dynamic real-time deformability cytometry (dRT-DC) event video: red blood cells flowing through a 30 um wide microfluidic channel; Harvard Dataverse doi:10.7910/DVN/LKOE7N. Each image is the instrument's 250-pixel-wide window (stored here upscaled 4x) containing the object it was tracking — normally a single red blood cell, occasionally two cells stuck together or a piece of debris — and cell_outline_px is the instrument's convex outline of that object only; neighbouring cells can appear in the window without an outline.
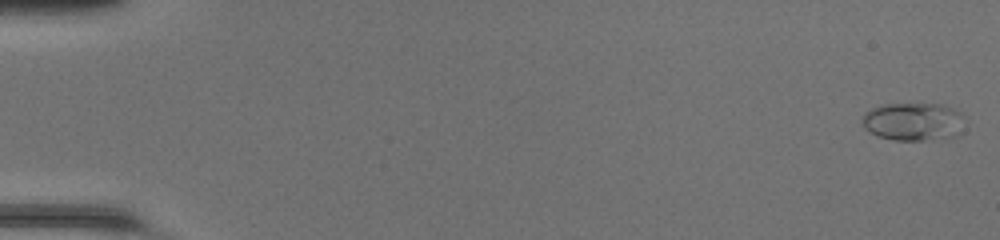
{"species": "common noctule bat (a hibernating species)", "species_latin": "Nyctalus noctula", "temperature_condition": "room temperature", "stored_images_in_passage": 49, "camera_frame_rate_fps": 3000, "um_per_image_px": 0.085, "animal": {"sex": "female", "body_mass_g": 20.0, "forearm_length_mm": 54.0}, "frame": {"image": 1, "passage_image": 1, "time_ms": 0.0, "image_size_px": [1000, 240], "cell_outline_px": [[968, 120], [964, 132], [956, 136], [924, 140], [896, 140], [880, 136], [864, 128], [864, 112], [872, 108], [884, 104], [940, 104], [952, 108], [960, 112]], "centroid_in_image_um": [77.75, 10.34], "position_along_channel_um": 7.3, "area_um2": 22.95}}
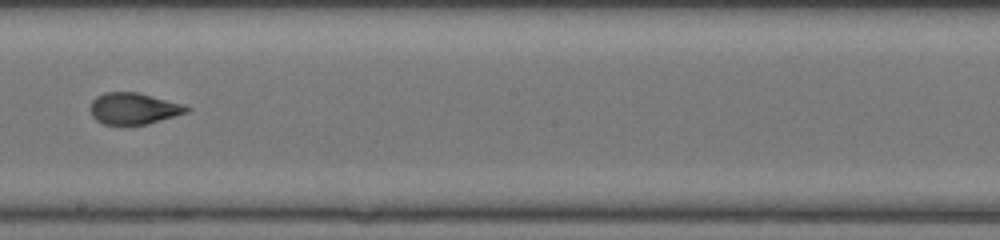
{"frame": {"image": 2, "passage_image": 29, "time_ms": 9.333, "image_size_px": [1000, 240], "cell_outline_px": [[192, 108], [188, 112], [144, 124], [124, 128], [104, 124], [96, 120], [92, 116], [88, 108], [92, 100], [96, 96], [104, 92], [136, 92], [184, 104]], "centroid_in_image_um": [11.29, 9.25], "position_along_channel_um": 236.9, "area_um2": 18.15}}
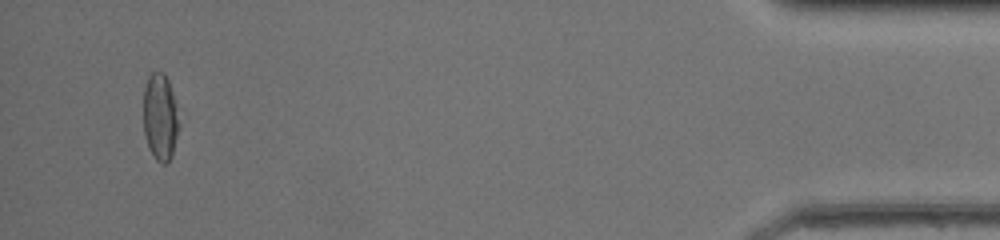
{"frame": {"image": 3, "passage_image": 47, "time_ms": 15.333, "image_size_px": [1000, 240], "cell_outline_px": [[180, 124], [172, 152], [168, 160], [164, 164], [160, 164], [156, 160], [148, 148], [144, 132], [144, 88], [148, 76], [152, 72], [164, 72], [168, 80], [172, 92]], "centroid_in_image_um": [13.6, 9.94], "position_along_channel_um": 421.6, "area_um2": 17.86}, "authors_computed_cell_mechanics": {"area_um2": 18.3226, "velocity_mm_per_s": 4.3097, "shape_relaxation_time_tau1_ms": 8.6052, "shape_relaxation_time_tau2_ms": 1.339, "deformation_change_tau1": 0.2552, "deformation_change_tau2": 0.0752}}